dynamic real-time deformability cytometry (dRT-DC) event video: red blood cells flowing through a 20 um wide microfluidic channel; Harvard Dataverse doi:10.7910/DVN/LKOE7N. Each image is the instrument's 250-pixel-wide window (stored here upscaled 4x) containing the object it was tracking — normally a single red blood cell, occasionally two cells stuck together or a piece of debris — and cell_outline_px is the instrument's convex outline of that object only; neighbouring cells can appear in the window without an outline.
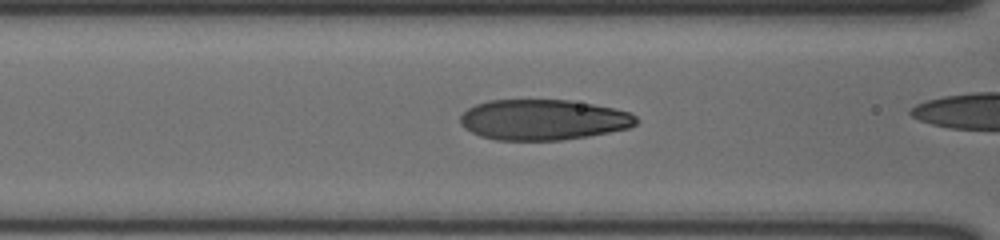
{"species": "human", "species_latin": "Homo sapiens", "temperature_condition": "cold", "stored_images_in_passage": 52, "camera_frame_rate_fps": 3000, "um_per_image_px": 0.085, "donor": {"sex": "male"}, "frame": {"image": 1, "passage_image": 30, "time_ms": 9.667, "image_size_px": [1000, 240], "cell_outline_px": [[640, 120], [636, 124], [628, 128], [588, 136], [560, 140], [496, 140], [480, 136], [464, 128], [460, 124], [460, 116], [468, 108], [476, 104], [488, 100], [568, 100], [592, 104], [632, 112]], "centroid_in_image_um": [46.17, 10.18], "position_along_channel_um": 120.4, "area_um2": 41.62}}
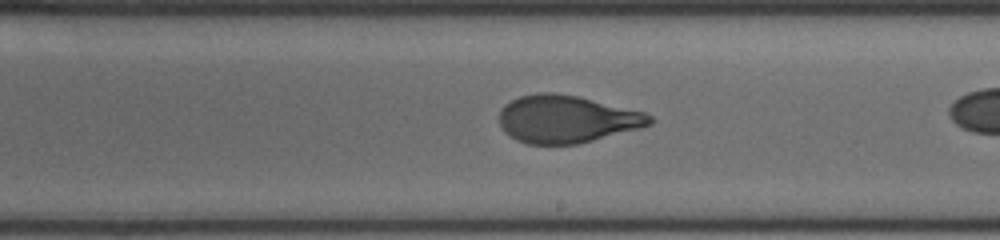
{"frame": {"image": 2, "passage_image": 40, "time_ms": 13.0, "image_size_px": [1000, 240], "cell_outline_px": [[656, 120], [652, 124], [640, 128], [576, 144], [528, 144], [516, 140], [504, 132], [500, 124], [500, 112], [504, 104], [520, 96], [536, 92], [552, 92], [580, 96], [644, 112], [652, 116]], "centroid_in_image_um": [48.17, 10.11], "position_along_channel_um": 240.8, "area_um2": 41.79}}
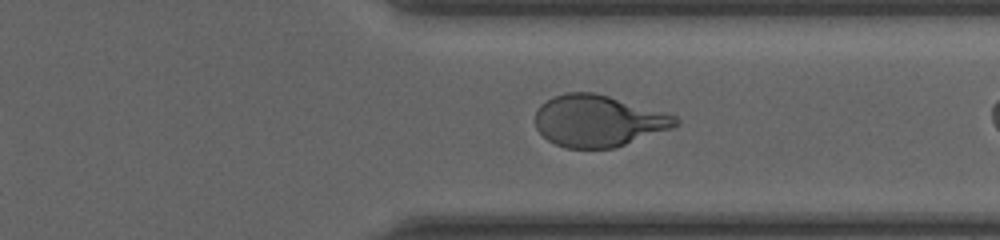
{"frame": {"image": 3, "passage_image": 50, "time_ms": 16.333, "image_size_px": [1000, 240], "cell_outline_px": [[680, 124], [672, 128], [616, 148], [564, 148], [548, 140], [536, 128], [536, 112], [540, 104], [552, 96], [564, 92], [596, 92], [664, 112], [676, 116], [680, 120]], "centroid_in_image_um": [50.85, 10.27], "position_along_channel_um": 360.5, "area_um2": 42.37}}